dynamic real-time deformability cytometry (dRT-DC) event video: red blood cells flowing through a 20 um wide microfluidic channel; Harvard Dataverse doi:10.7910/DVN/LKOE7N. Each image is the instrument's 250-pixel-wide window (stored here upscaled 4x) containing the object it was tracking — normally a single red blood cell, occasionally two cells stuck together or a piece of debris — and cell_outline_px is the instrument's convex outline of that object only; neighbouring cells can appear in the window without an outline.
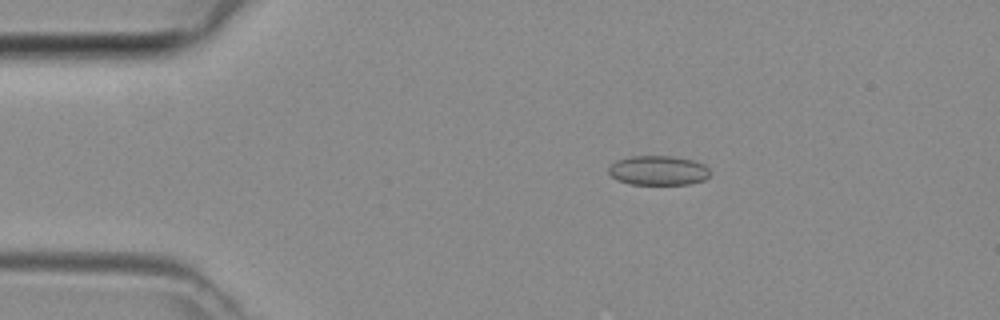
{"species": "common noctule bat (a hibernating species)", "species_latin": "Nyctalus noctula", "temperature_condition": "room temperature", "stored_images_in_passage": 47, "camera_frame_rate_fps": 3000, "um_per_image_px": 0.085, "animal": {"sex": "female", "body_mass_g": 29.2, "forearm_length_mm": 56.3}, "frame": {"image": 1, "passage_image": 9, "time_ms": 2.667, "image_size_px": [1000, 320], "cell_outline_px": [[712, 172], [704, 180], [688, 184], [632, 184], [616, 180], [608, 172], [608, 168], [616, 160], [632, 156], [672, 156], [692, 160], [704, 164]], "centroid_in_image_um": [55.96, 14.49], "position_along_channel_um": 29.0, "area_um2": 17.46}}
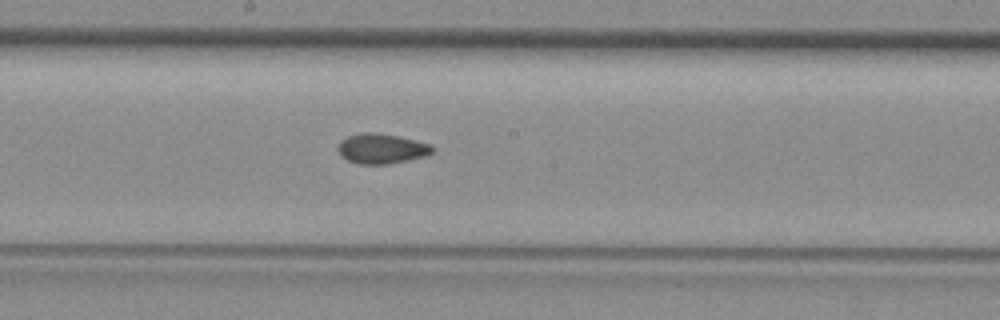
{"frame": {"image": 2, "passage_image": 25, "time_ms": 8.0, "image_size_px": [1000, 320], "cell_outline_px": [[436, 148], [432, 152], [424, 156], [408, 160], [388, 164], [360, 164], [348, 160], [340, 156], [336, 148], [348, 136], [364, 132], [372, 132], [396, 136], [416, 140], [432, 144]], "centroid_in_image_um": [32.45, 12.64], "position_along_channel_um": 215.7, "area_um2": 16.42}}
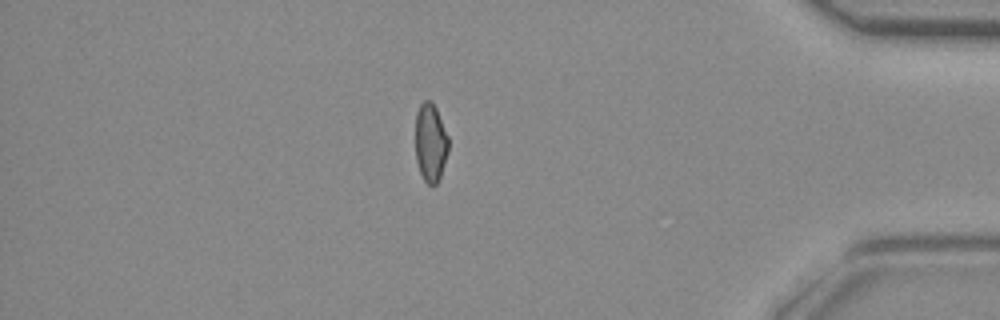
{"frame": {"image": 3, "passage_image": 40, "time_ms": 13.0, "image_size_px": [1000, 320], "cell_outline_px": [[448, 152], [440, 176], [436, 184], [428, 184], [424, 180], [420, 172], [416, 160], [416, 112], [420, 104], [424, 100], [432, 100], [436, 108], [448, 136]], "centroid_in_image_um": [36.59, 12.09], "position_along_channel_um": 398.6, "area_um2": 15.03}}